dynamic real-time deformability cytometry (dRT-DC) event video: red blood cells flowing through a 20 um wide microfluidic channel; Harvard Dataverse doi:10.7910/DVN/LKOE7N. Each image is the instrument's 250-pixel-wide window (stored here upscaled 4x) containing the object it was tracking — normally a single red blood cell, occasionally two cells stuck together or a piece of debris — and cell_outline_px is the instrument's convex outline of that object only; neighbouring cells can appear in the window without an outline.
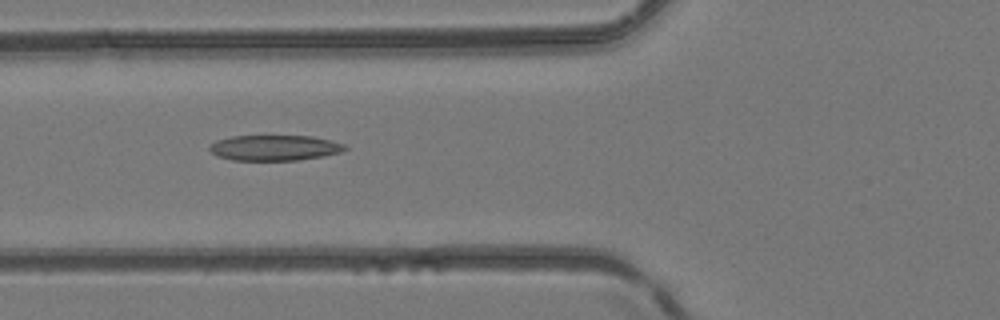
{"species": "common noctule bat (a hibernating species)", "species_latin": "Nyctalus noctula", "temperature_condition": "room temperature", "stored_images_in_passage": 4, "camera_frame_rate_fps": 3000, "um_per_image_px": 0.085, "animal": {"sex": "female", "body_mass_g": 24.6, "forearm_length_mm": 56.2}, "frame": {"image": 1, "passage_image": 4, "time_ms": 1.0, "image_size_px": [1000, 320], "cell_outline_px": [[348, 148], [340, 152], [324, 156], [296, 160], [232, 160], [216, 156], [208, 148], [216, 140], [232, 136], [312, 136], [332, 140], [344, 144]], "centroid_in_image_um": [23.34, 12.56], "position_along_channel_um": 102.5, "area_um2": 20.11}}